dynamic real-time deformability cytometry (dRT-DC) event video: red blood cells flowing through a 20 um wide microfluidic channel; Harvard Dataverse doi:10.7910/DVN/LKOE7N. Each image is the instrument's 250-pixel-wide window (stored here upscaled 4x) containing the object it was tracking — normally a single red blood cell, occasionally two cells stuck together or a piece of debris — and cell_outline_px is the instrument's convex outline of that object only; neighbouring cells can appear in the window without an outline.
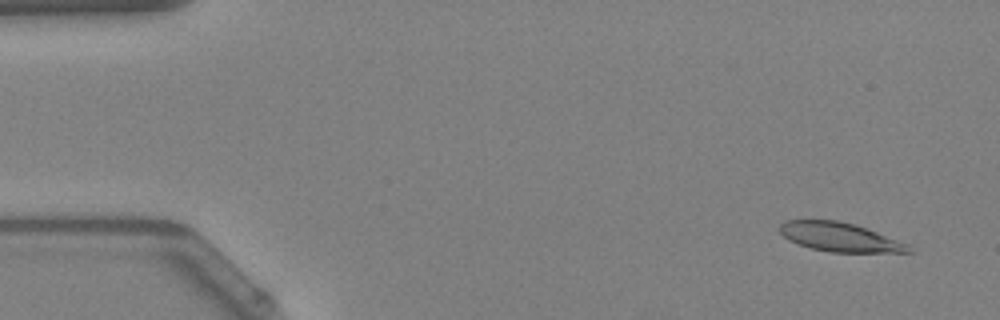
{"species": "Egyptian fruit bat (a non-hibernating species)", "species_latin": "Rousettus aegyptiacus", "temperature_condition": "warm", "stored_images_in_passage": 51, "camera_frame_rate_fps": 3000, "um_per_image_px": 0.085, "animal": {"sex": "female"}, "frame": {"image": 1, "passage_image": 4, "time_ms": 1.0, "image_size_px": [1000, 320], "cell_outline_px": [[912, 252], [828, 252], [812, 248], [800, 244], [784, 236], [780, 232], [780, 224], [784, 220], [836, 220], [852, 224], [876, 232], [908, 244]], "centroid_in_image_um": [71.36, 20.15], "position_along_channel_um": 13.6, "area_um2": 21.21}}
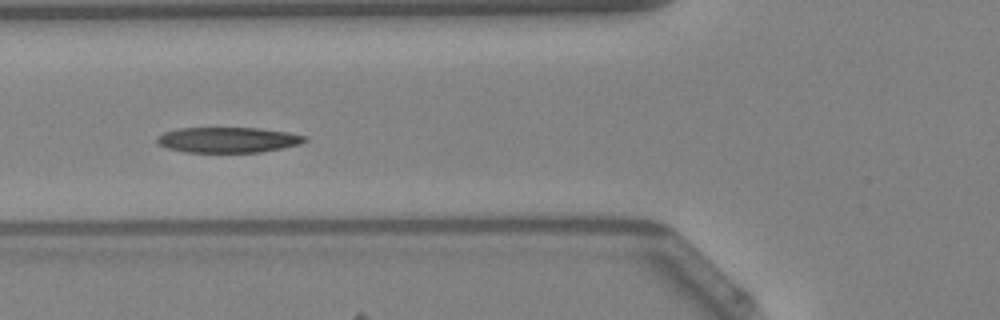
{"frame": {"image": 2, "passage_image": 20, "time_ms": 6.333, "image_size_px": [1000, 320], "cell_outline_px": [[308, 140], [300, 144], [284, 148], [260, 152], [184, 152], [168, 148], [156, 144], [156, 136], [164, 132], [180, 128], [260, 128], [288, 132], [308, 136]], "centroid_in_image_um": [19.39, 11.89], "position_along_channel_um": 106.4, "area_um2": 22.14}}
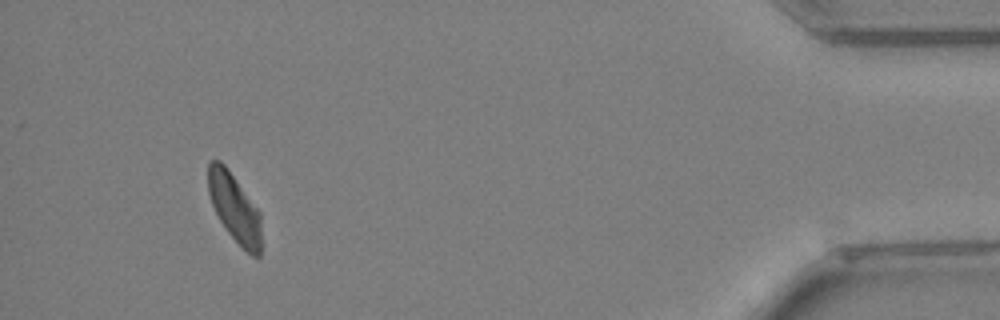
{"frame": {"image": 3, "passage_image": 48, "time_ms": 15.667, "image_size_px": [1000, 320], "cell_outline_px": [[260, 256], [252, 256], [228, 232], [220, 220], [212, 204], [208, 192], [208, 164], [212, 160], [220, 160], [224, 164], [260, 212]], "centroid_in_image_um": [19.92, 17.64], "position_along_channel_um": 415.3, "area_um2": 20.63}, "authors_computed_cell_mechanics": {"area_um2": 22.3686, "velocity_mm_per_s": 4.0368, "shape_relaxation_time_tau1_ms": null, "shape_relaxation_time_tau2_ms": 4.7265, "deformation_change_tau1": null, "deformation_change_tau2": 0.1206}}